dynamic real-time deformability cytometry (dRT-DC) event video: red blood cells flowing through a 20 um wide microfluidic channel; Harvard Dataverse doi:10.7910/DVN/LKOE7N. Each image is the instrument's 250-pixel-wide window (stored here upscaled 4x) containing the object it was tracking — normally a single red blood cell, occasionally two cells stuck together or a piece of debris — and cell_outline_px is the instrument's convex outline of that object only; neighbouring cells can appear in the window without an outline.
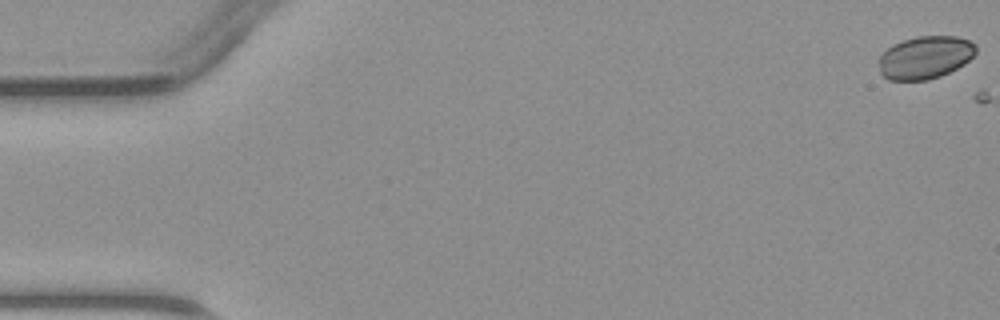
{"species": "common noctule bat (a hibernating species)", "species_latin": "Nyctalus noctula", "temperature_condition": "warm", "stored_images_in_passage": 6, "camera_frame_rate_fps": 3000, "um_per_image_px": 0.085, "animal": {"sex": "male", "body_mass_g": 23.1, "forearm_length_mm": 52.7}, "frame": {"image": 1, "passage_image": 1, "time_ms": 0.0, "image_size_px": [1000, 320], "cell_outline_px": [[976, 52], [964, 64], [940, 76], [928, 80], [888, 80], [880, 72], [876, 60], [892, 44], [916, 36], [956, 36], [968, 40], [976, 44]], "centroid_in_image_um": [78.6, 4.88], "position_along_channel_um": 6.4, "area_um2": 24.28}}
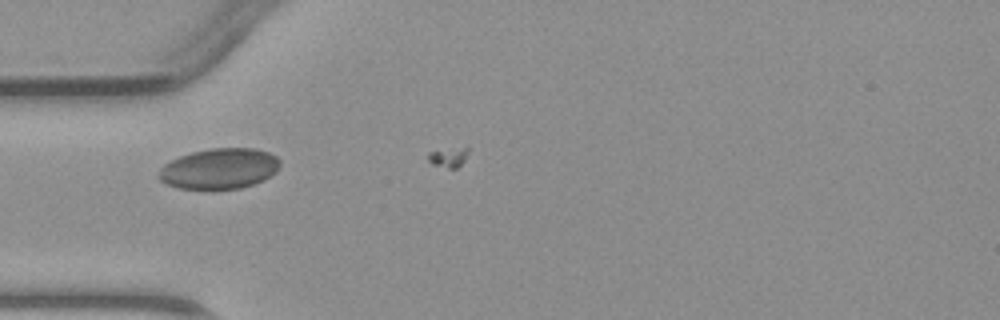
{"frame": {"image": 2, "passage_image": 5, "time_ms": 5.0, "image_size_px": [1000, 320], "cell_outline_px": [[280, 164], [276, 172], [264, 180], [240, 188], [180, 188], [168, 184], [160, 180], [156, 176], [160, 168], [164, 164], [180, 156], [192, 152], [212, 148], [256, 148], [268, 152], [276, 156], [280, 160]], "centroid_in_image_um": [18.66, 14.32], "position_along_channel_um": 66.3, "area_um2": 28.5}}